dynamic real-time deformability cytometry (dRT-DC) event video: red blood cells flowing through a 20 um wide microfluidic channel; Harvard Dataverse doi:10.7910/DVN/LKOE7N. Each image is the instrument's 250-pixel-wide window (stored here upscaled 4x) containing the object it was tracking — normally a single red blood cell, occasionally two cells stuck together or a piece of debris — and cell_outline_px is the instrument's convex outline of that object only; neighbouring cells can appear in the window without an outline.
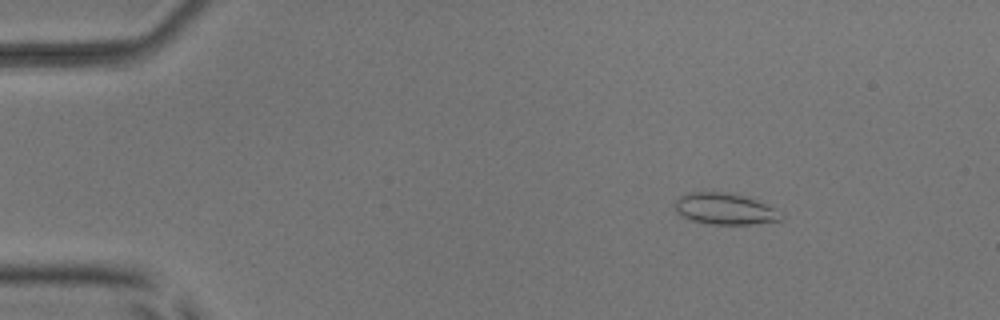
{"species": "common noctule bat (a hibernating species)", "species_latin": "Nyctalus noctula", "temperature_condition": "room temperature", "stored_images_in_passage": 8, "camera_frame_rate_fps": 3000, "um_per_image_px": 0.085, "animal": {"sex": "male", "body_mass_g": 17.9, "forearm_length_mm": 54.2}, "frame": {"image": 1, "passage_image": 3, "time_ms": 2.333, "image_size_px": [1000, 320], "cell_outline_px": [[784, 220], [752, 224], [712, 224], [692, 220], [676, 212], [676, 200], [680, 196], [688, 192], [724, 192], [744, 196], [756, 200], [772, 208], [784, 216]], "centroid_in_image_um": [61.61, 17.75], "position_along_channel_um": 23.4, "area_um2": 19.07}}
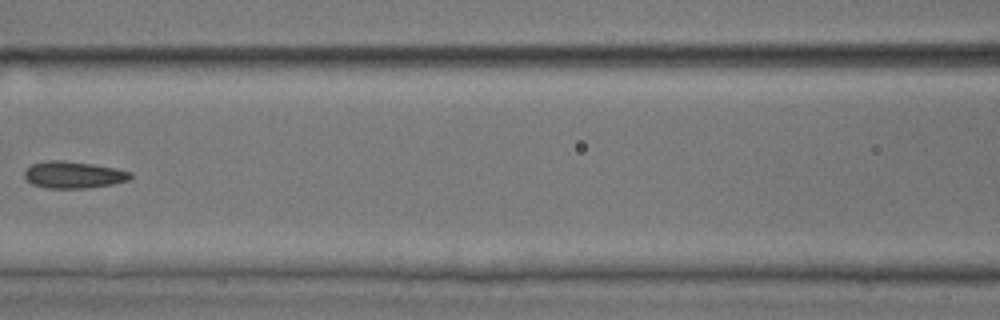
{"frame": {"image": 2, "passage_image": 7, "time_ms": 8.0, "image_size_px": [1000, 320], "cell_outline_px": [[132, 176], [128, 180], [112, 184], [88, 188], [44, 188], [32, 184], [24, 176], [24, 172], [32, 164], [48, 160], [64, 160], [92, 164], [116, 168], [132, 172]], "centroid_in_image_um": [6.25, 14.86], "position_along_channel_um": 160.4, "area_um2": 16.59}}
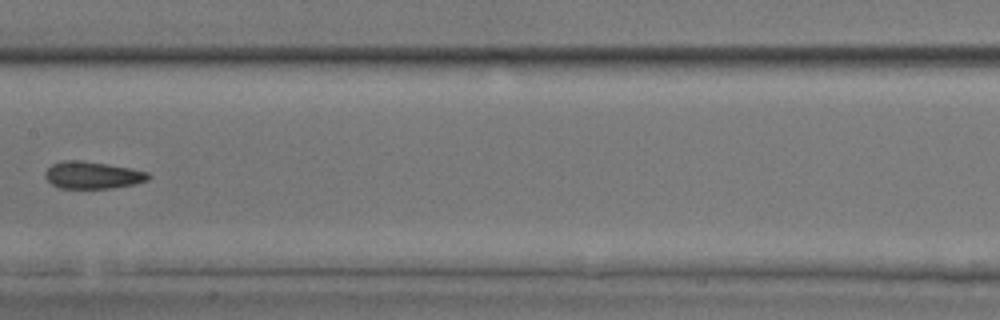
{"frame": {"image": 3, "passage_image": 8, "time_ms": 9.0, "image_size_px": [1000, 320], "cell_outline_px": [[152, 176], [148, 180], [136, 184], [112, 188], [60, 188], [52, 184], [44, 176], [44, 172], [52, 164], [64, 160], [80, 160], [132, 168], [148, 172]], "centroid_in_image_um": [7.89, 14.88], "position_along_channel_um": 199.5, "area_um2": 16.42}}